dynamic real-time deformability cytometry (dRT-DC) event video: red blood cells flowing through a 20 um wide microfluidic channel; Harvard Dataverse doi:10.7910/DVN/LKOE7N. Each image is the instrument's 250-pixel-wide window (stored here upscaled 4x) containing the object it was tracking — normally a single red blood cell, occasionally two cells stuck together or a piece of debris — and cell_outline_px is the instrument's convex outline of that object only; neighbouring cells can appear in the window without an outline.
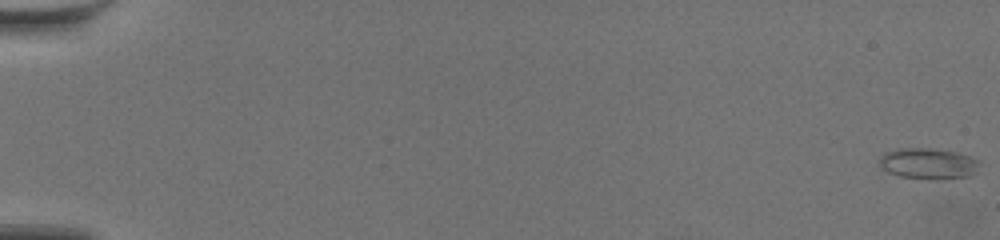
{"species": "common noctule bat (a hibernating species)", "species_latin": "Nyctalus noctula", "temperature_condition": "warm", "stored_images_in_passage": 61, "camera_frame_rate_fps": 3000, "um_per_image_px": 0.085, "animal": {"sex": "female", "body_mass_g": 19.5, "forearm_length_mm": 54.1}, "frame": {"image": 1, "passage_image": 1, "time_ms": 0.0, "image_size_px": [1000, 240], "cell_outline_px": [[980, 164], [972, 176], [900, 176], [888, 172], [880, 168], [880, 156], [884, 152], [896, 148], [928, 148], [956, 152], [980, 160]], "centroid_in_image_um": [78.85, 13.84], "position_along_channel_um": 6.1, "area_um2": 17.22}}
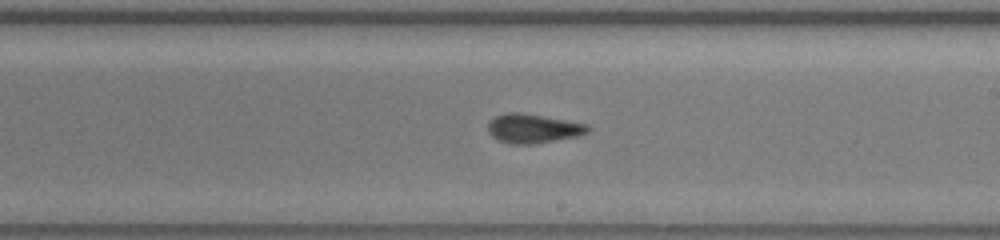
{"frame": {"image": 2, "passage_image": 38, "time_ms": 12.333, "image_size_px": [1000, 240], "cell_outline_px": [[592, 128], [588, 132], [580, 136], [536, 144], [512, 144], [496, 140], [488, 132], [488, 124], [496, 116], [508, 112], [520, 112], [544, 116], [588, 124]], "centroid_in_image_um": [45.35, 10.93], "position_along_channel_um": 243.7, "area_um2": 17.17}}
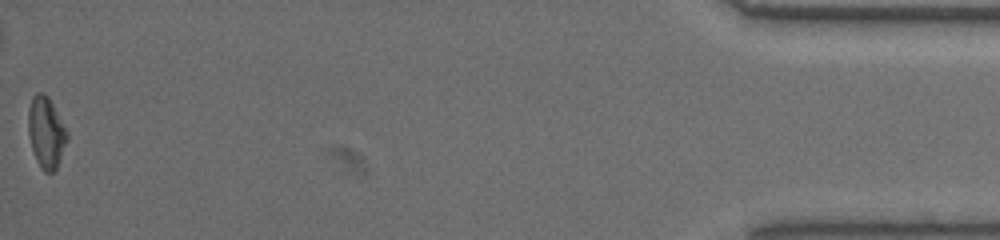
{"frame": {"image": 3, "passage_image": 61, "time_ms": 20.0, "image_size_px": [1000, 240], "cell_outline_px": [[68, 140], [56, 168], [52, 172], [44, 172], [40, 168], [36, 160], [32, 148], [28, 132], [28, 108], [32, 96], [36, 92], [44, 92], [48, 96], [68, 132]], "centroid_in_image_um": [3.91, 11.23], "position_along_channel_um": 431.3, "area_um2": 16.18}, "authors_computed_cell_mechanics": {"area_um2": 16.4152, "velocity_mm_per_s": 3.585, "shape_relaxation_time_tau1_ms": 6.3516, "shape_relaxation_time_tau2_ms": 2.9964, "deformation_change_tau1": 0.1522, "deformation_change_tau2": 0.1005}}